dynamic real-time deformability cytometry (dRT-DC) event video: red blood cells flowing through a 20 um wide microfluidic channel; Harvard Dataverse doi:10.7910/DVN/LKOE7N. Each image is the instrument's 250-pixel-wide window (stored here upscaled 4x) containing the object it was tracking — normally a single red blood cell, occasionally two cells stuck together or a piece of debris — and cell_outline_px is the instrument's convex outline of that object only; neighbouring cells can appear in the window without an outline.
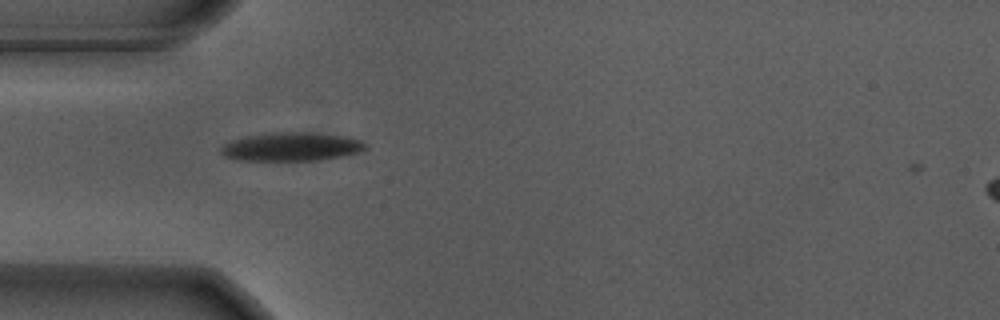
{"species": "Egyptian fruit bat (a non-hibernating species)", "species_latin": "Rousettus aegyptiacus", "temperature_condition": "warm", "stored_images_in_passage": 41, "camera_frame_rate_fps": 3000, "um_per_image_px": 0.085, "animal": {"sex": "male"}, "frame": {"image": 1, "passage_image": 2, "time_ms": 0.333, "image_size_px": [1000, 320], "cell_outline_px": [[368, 148], [360, 152], [344, 156], [320, 160], [240, 160], [224, 156], [220, 152], [220, 148], [224, 144], [232, 140], [248, 136], [276, 132], [312, 132], [344, 136], [360, 140]], "centroid_in_image_um": [24.79, 12.47], "position_along_channel_um": 60.2, "area_um2": 23.99}}
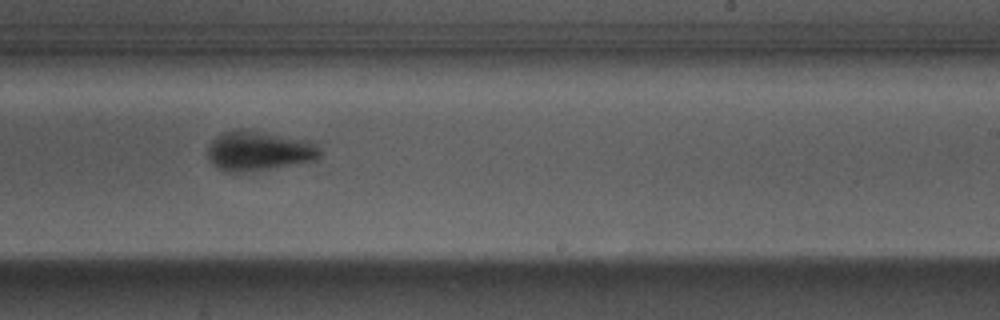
{"frame": {"image": 2, "passage_image": 19, "time_ms": 6.0, "image_size_px": [1000, 320], "cell_outline_px": [[320, 156], [316, 160], [248, 172], [224, 172], [212, 164], [208, 160], [208, 144], [212, 140], [224, 132], [236, 128], [244, 128], [316, 140], [320, 152]], "centroid_in_image_um": [22.02, 12.79], "position_along_channel_um": 267.0, "area_um2": 26.7}}
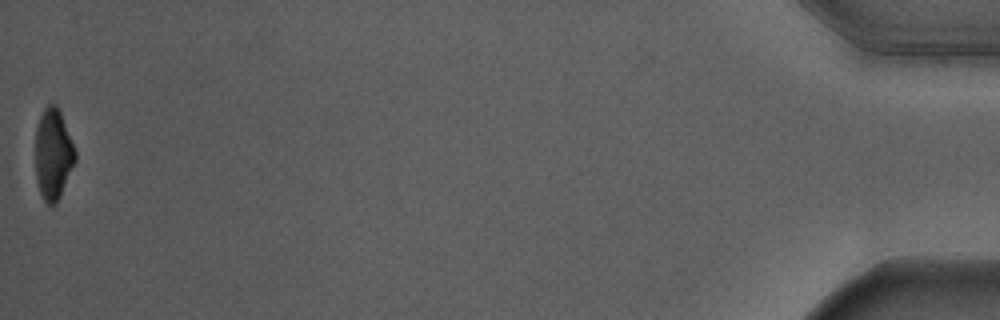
{"frame": {"image": 3, "passage_image": 41, "time_ms": 13.333, "image_size_px": [1000, 320], "cell_outline_px": [[76, 160], [60, 196], [56, 204], [48, 204], [44, 200], [40, 192], [36, 180], [36, 128], [40, 116], [44, 108], [48, 104], [56, 104], [60, 112], [76, 152]], "centroid_in_image_um": [4.51, 13.11], "position_along_channel_um": 430.7, "area_um2": 20.81}, "authors_computed_cell_mechanics": {"area_um2": 24.2182, "velocity_mm_per_s": 3.6814, "shape_relaxation_time_tau1_ms": 2.6598, "shape_relaxation_time_tau2_ms": null, "deformation_change_tau1": 0.172, "deformation_change_tau2": null}}